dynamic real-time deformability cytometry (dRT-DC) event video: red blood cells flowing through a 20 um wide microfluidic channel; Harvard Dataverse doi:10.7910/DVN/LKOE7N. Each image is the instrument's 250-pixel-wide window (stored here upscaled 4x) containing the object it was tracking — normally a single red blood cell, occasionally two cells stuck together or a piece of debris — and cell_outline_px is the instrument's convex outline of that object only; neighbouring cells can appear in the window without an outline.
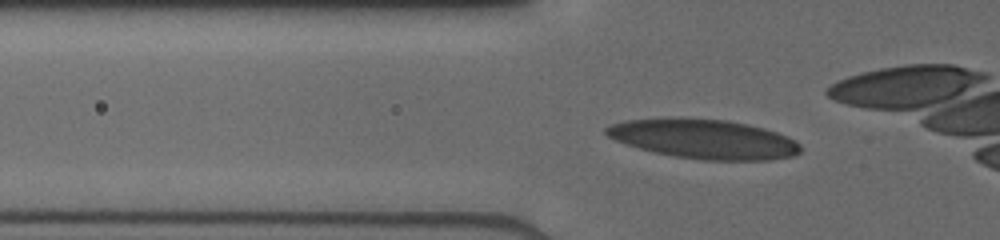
{"species": "human", "species_latin": "Homo sapiens", "temperature_condition": "cold", "stored_images_in_passage": 33, "camera_frame_rate_fps": 3000, "um_per_image_px": 0.085, "donor": {"sex": "male"}, "frame": {"image": 1, "passage_image": 7, "time_ms": 2.333, "image_size_px": [1000, 240], "cell_outline_px": [[800, 152], [796, 156], [768, 160], [704, 160], [676, 156], [656, 152], [640, 148], [616, 140], [608, 136], [604, 132], [604, 128], [612, 124], [628, 120], [728, 120], [748, 124], [764, 128], [788, 136], [796, 140], [800, 144]], "centroid_in_image_um": [59.94, 11.85], "position_along_channel_um": 65.9, "area_um2": 43.52}}
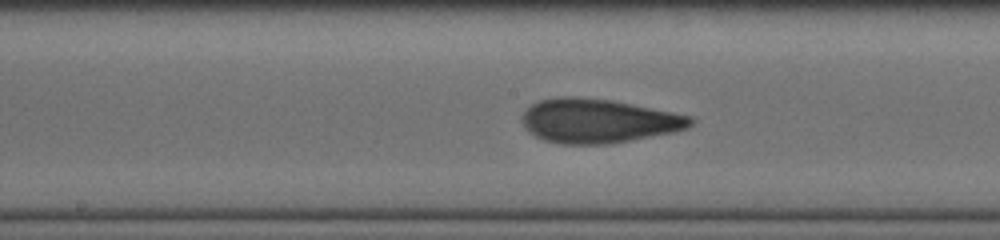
{"frame": {"image": 2, "passage_image": 17, "time_ms": 5.667, "image_size_px": [1000, 240], "cell_outline_px": [[696, 120], [688, 128], [672, 132], [612, 144], [560, 144], [544, 140], [528, 132], [524, 128], [520, 120], [520, 116], [524, 108], [540, 100], [560, 96], [576, 96], [612, 100], [692, 116]], "centroid_in_image_um": [50.8, 10.27], "position_along_channel_um": 197.4, "area_um2": 43.75}}
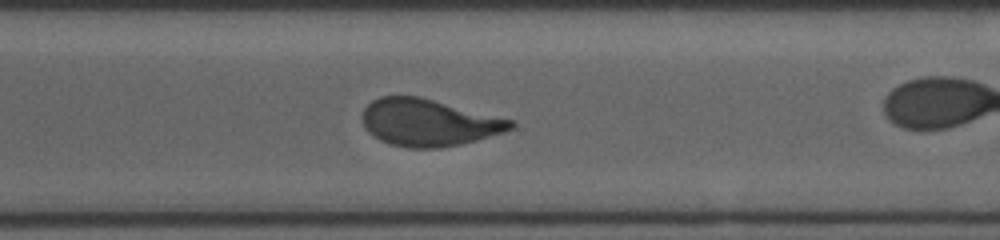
{"frame": {"image": 3, "passage_image": 31, "time_ms": 9.0, "image_size_px": [1000, 240], "cell_outline_px": [[516, 124], [512, 128], [504, 132], [476, 140], [460, 144], [440, 148], [408, 148], [392, 144], [380, 140], [368, 132], [364, 124], [364, 108], [372, 100], [380, 96], [420, 96], [516, 120]], "centroid_in_image_um": [36.48, 10.41], "position_along_channel_um": 334.1, "area_um2": 40.75}}